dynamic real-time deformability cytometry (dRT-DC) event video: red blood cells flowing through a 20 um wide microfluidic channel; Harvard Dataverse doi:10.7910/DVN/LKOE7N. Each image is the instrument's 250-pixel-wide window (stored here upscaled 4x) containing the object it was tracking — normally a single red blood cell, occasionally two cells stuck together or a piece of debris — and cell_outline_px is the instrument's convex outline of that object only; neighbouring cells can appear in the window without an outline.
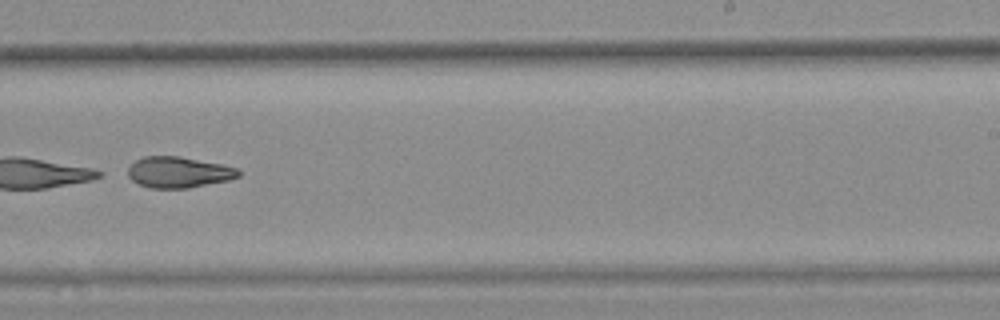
{"species": "common noctule bat (a hibernating species)", "species_latin": "Nyctalus noctula", "temperature_condition": "warm", "stored_images_in_passage": 43, "camera_frame_rate_fps": 3000, "um_per_image_px": 0.085, "animal": {"sex": "female", "body_mass_g": 25.1}, "frame": {"image": 1, "passage_image": 31, "time_ms": 10.0, "image_size_px": [1000, 320], "cell_outline_px": [[240, 176], [228, 180], [188, 188], [152, 188], [140, 184], [132, 180], [128, 176], [128, 168], [136, 160], [144, 156], [180, 156], [220, 164], [236, 168], [240, 172]], "centroid_in_image_um": [15.17, 14.64], "position_along_channel_um": 273.8, "area_um2": 19.77}}